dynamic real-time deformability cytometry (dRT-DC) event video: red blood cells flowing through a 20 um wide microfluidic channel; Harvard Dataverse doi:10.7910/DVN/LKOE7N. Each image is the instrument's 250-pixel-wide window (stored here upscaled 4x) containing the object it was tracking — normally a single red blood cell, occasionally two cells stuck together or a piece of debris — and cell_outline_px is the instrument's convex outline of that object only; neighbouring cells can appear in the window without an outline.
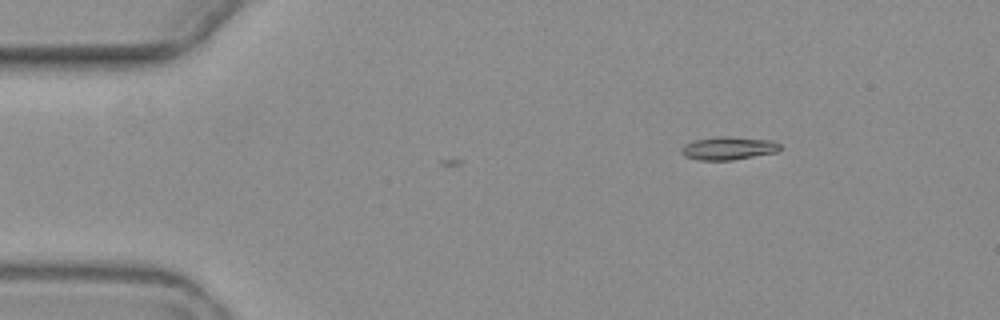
{"species": "common noctule bat (a hibernating species)", "species_latin": "Nyctalus noctula", "temperature_condition": "warm", "stored_images_in_passage": 3, "camera_frame_rate_fps": 3000, "um_per_image_px": 0.085, "animal": {"sex": "female", "body_mass_g": 19.3, "forearm_length_mm": 54.1}, "frame": {"image": 1, "passage_image": 1, "time_ms": 0.0, "image_size_px": [1000, 320], "cell_outline_px": [[780, 148], [776, 152], [732, 160], [700, 160], [684, 156], [680, 152], [684, 144], [696, 140], [724, 136], [772, 140], [780, 144]], "centroid_in_image_um": [61.91, 12.6], "position_along_channel_um": 23.1, "area_um2": 13.06}}